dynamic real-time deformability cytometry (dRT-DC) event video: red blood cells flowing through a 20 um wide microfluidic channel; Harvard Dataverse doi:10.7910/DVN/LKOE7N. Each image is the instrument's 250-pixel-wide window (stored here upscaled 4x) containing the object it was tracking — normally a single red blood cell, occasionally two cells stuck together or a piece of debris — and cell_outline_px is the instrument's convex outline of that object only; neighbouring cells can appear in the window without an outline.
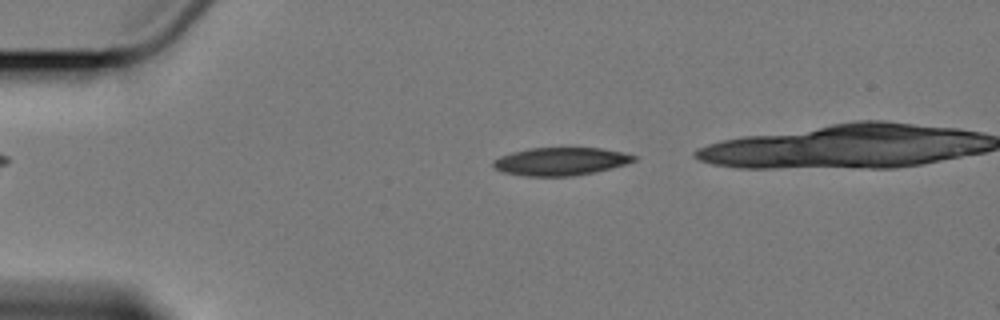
{"species": "Egyptian fruit bat (a non-hibernating species)", "species_latin": "Rousettus aegyptiacus", "temperature_condition": "cold", "stored_images_in_passage": 3, "camera_frame_rate_fps": 3000, "um_per_image_px": 0.085, "animal": {"sex": "female"}, "frame": {"image": 1, "passage_image": 2, "time_ms": 1.333, "image_size_px": [1000, 320], "cell_outline_px": [[636, 160], [612, 168], [596, 172], [572, 176], [528, 176], [504, 172], [496, 168], [492, 164], [492, 160], [500, 156], [512, 152], [528, 148], [600, 148], [620, 152], [636, 156]], "centroid_in_image_um": [47.63, 13.72], "position_along_channel_um": 37.4, "area_um2": 22.72}}